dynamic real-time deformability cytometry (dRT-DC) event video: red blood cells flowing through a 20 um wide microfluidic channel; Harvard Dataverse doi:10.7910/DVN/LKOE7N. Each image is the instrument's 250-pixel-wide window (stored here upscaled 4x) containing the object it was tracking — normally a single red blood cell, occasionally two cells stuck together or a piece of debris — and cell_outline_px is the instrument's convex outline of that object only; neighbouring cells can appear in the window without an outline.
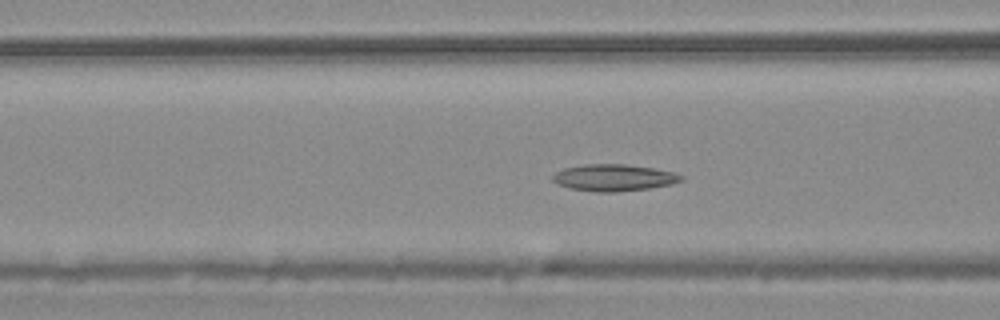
{"species": "common noctule bat (a hibernating species)", "species_latin": "Nyctalus noctula", "temperature_condition": "warm", "stored_images_in_passage": 54, "camera_frame_rate_fps": 3000, "um_per_image_px": 0.085, "animal": {"sex": "male", "body_mass_g": 20.4}, "frame": {"image": 1, "passage_image": 21, "time_ms": 6.667, "image_size_px": [1000, 320], "cell_outline_px": [[684, 180], [672, 184], [648, 188], [616, 192], [596, 192], [568, 188], [556, 184], [552, 180], [552, 176], [556, 172], [564, 168], [584, 164], [624, 164], [652, 168], [676, 172], [684, 176]], "centroid_in_image_um": [52.17, 15.1], "position_along_channel_um": 114.4, "area_um2": 20.17}}
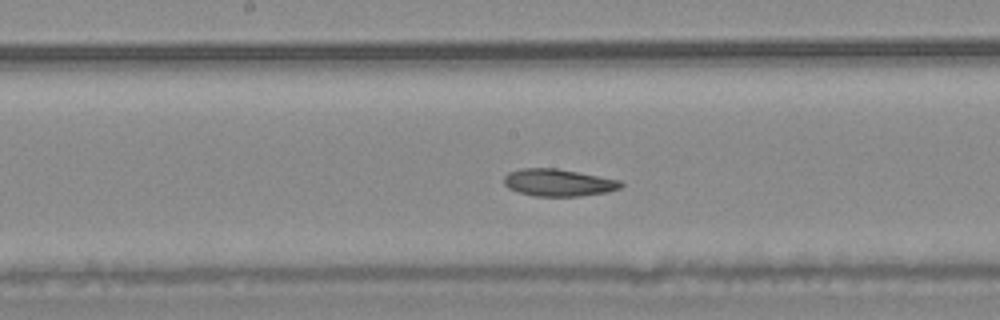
{"frame": {"image": 2, "passage_image": 28, "time_ms": 9.0, "image_size_px": [1000, 320], "cell_outline_px": [[624, 184], [620, 188], [608, 192], [580, 196], [536, 196], [520, 192], [508, 188], [504, 184], [504, 176], [508, 172], [520, 168], [556, 168], [620, 180]], "centroid_in_image_um": [47.45, 15.52], "position_along_channel_um": 200.7, "area_um2": 18.5}}
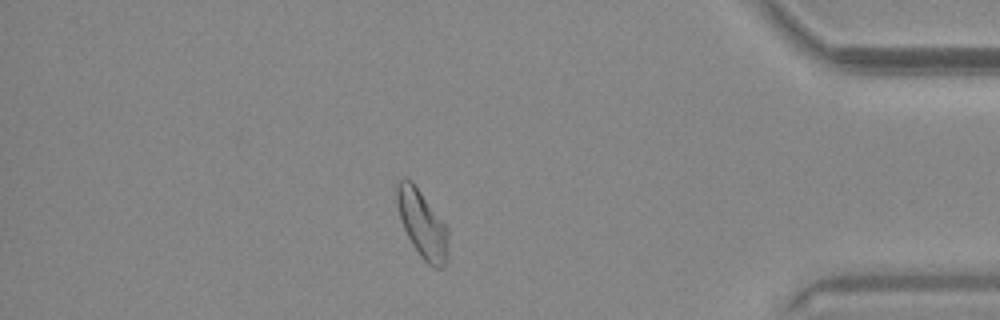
{"frame": {"image": 3, "passage_image": 47, "time_ms": 15.333, "image_size_px": [1000, 320], "cell_outline_px": [[448, 260], [440, 268], [436, 268], [428, 264], [420, 256], [412, 244], [404, 228], [396, 204], [396, 184], [404, 176], [412, 180], [448, 228]], "centroid_in_image_um": [35.89, 19.03], "position_along_channel_um": 399.3, "area_um2": 20.23}, "authors_computed_cell_mechanics": {"area_um2": 20.1144, "velocity_mm_per_s": 3.6933, "shape_relaxation_time_tau1_ms": 7.9721, "shape_relaxation_time_tau2_ms": null, "deformation_change_tau1": 0.1625, "deformation_change_tau2": null}}